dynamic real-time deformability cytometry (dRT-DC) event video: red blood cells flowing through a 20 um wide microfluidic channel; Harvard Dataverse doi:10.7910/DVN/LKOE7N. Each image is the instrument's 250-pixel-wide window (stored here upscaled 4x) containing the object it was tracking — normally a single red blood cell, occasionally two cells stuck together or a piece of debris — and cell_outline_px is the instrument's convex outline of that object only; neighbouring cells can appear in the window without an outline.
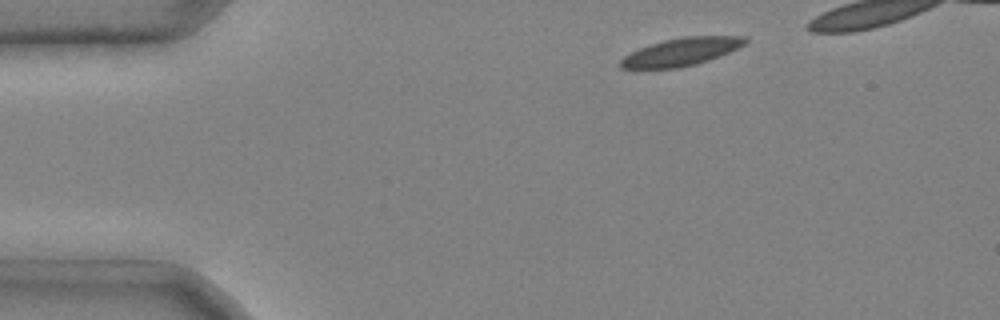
{"species": "common noctule bat (a hibernating species)", "species_latin": "Nyctalus noctula", "temperature_condition": "cold", "stored_images_in_passage": 3, "camera_frame_rate_fps": 3000, "um_per_image_px": 0.085, "animal": {"sex": "male", "body_mass_g": 20.4}, "frame": {"image": 1, "passage_image": 1, "time_ms": 0.0, "image_size_px": [1000, 320], "cell_outline_px": [[748, 40], [744, 44], [728, 52], [708, 60], [696, 64], [680, 68], [620, 68], [620, 60], [624, 56], [640, 48], [664, 40], [684, 36], [748, 36]], "centroid_in_image_um": [57.92, 4.4], "position_along_channel_um": 27.1, "area_um2": 19.88}}